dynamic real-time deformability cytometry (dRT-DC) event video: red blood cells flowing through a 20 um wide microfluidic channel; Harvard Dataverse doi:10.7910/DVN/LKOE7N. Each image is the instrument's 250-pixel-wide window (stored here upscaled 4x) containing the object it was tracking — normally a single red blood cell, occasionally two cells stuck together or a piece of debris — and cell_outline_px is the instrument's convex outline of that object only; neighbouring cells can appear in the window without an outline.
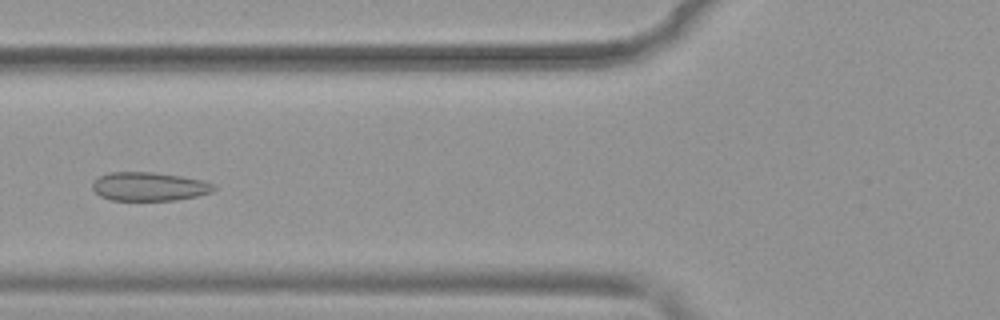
{"species": "common noctule bat (a hibernating species)", "species_latin": "Nyctalus noctula", "temperature_condition": "warm", "stored_images_in_passage": 52, "camera_frame_rate_fps": 3000, "um_per_image_px": 0.085, "animal": {"sex": "female", "body_mass_g": 19.9}, "frame": {"image": 1, "passage_image": 21, "time_ms": 6.667, "image_size_px": [1000, 320], "cell_outline_px": [[216, 188], [212, 192], [196, 196], [176, 200], [112, 200], [100, 196], [92, 188], [92, 184], [100, 176], [108, 172], [152, 172], [180, 176], [204, 180], [216, 184]], "centroid_in_image_um": [12.71, 15.85], "position_along_channel_um": 113.1, "area_um2": 20.29}}
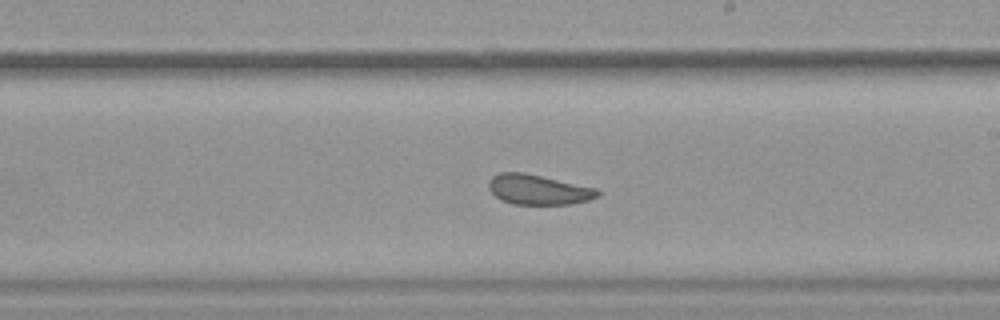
{"frame": {"image": 2, "passage_image": 31, "time_ms": 10.0, "image_size_px": [1000, 320], "cell_outline_px": [[600, 196], [588, 200], [568, 204], [512, 204], [500, 200], [488, 188], [488, 180], [492, 176], [500, 172], [524, 172], [596, 188], [600, 192]], "centroid_in_image_um": [45.73, 16.11], "position_along_channel_um": 243.3, "area_um2": 19.07}}
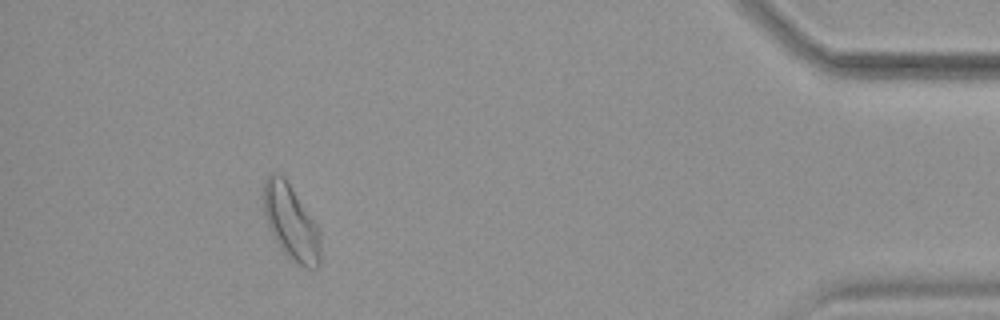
{"frame": {"image": 3, "passage_image": 48, "time_ms": 15.667, "image_size_px": [1000, 320], "cell_outline_px": [[320, 264], [316, 268], [304, 268], [296, 264], [288, 256], [276, 240], [268, 224], [264, 212], [264, 180], [272, 172], [276, 172], [284, 176], [316, 224], [320, 232]], "centroid_in_image_um": [24.75, 18.9], "position_along_channel_um": 410.4, "area_um2": 24.51}, "authors_computed_cell_mechanics": {"area_um2": 21.7617, "velocity_mm_per_s": 3.9194, "shape_relaxation_time_tau1_ms": null, "shape_relaxation_time_tau2_ms": 1.4276, "deformation_change_tau1": null, "deformation_change_tau2": 0.0725}}